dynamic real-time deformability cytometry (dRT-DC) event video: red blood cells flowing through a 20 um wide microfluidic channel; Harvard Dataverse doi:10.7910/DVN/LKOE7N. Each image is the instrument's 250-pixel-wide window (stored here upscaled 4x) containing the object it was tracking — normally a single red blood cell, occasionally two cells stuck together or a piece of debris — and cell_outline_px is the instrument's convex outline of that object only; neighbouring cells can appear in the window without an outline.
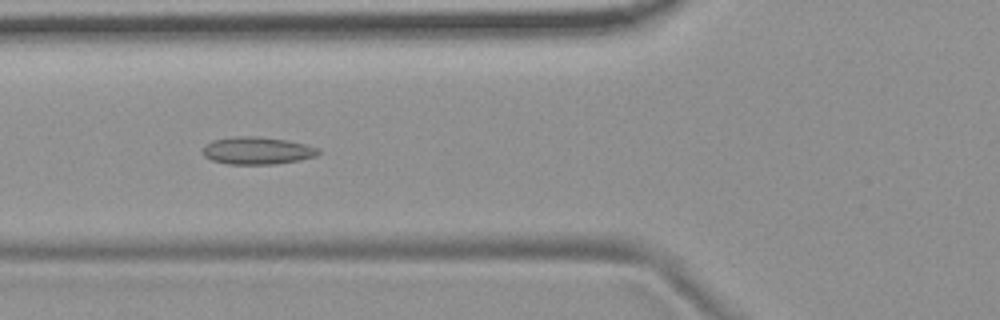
{"species": "common noctule bat (a hibernating species)", "species_latin": "Nyctalus noctula", "temperature_condition": "room temperature", "stored_images_in_passage": 54, "camera_frame_rate_fps": 3000, "um_per_image_px": 0.085, "animal": {"sex": "female", "body_mass_g": 19.9}, "frame": {"image": 1, "passage_image": 20, "time_ms": 6.333, "image_size_px": [1000, 320], "cell_outline_px": [[320, 152], [316, 156], [300, 160], [276, 164], [228, 164], [212, 160], [204, 156], [200, 152], [204, 144], [212, 140], [236, 136], [256, 136], [288, 140], [320, 148]], "centroid_in_image_um": [21.83, 12.8], "position_along_channel_um": 104.0, "area_um2": 18.73}}
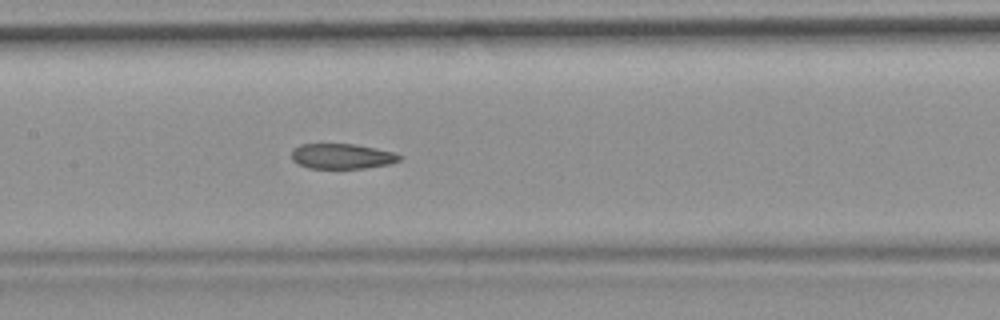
{"frame": {"image": 2, "passage_image": 26, "time_ms": 8.333, "image_size_px": [1000, 320], "cell_outline_px": [[404, 156], [400, 160], [388, 164], [364, 168], [308, 168], [292, 160], [292, 148], [300, 144], [352, 144], [376, 148], [396, 152]], "centroid_in_image_um": [29.09, 13.27], "position_along_channel_um": 178.3, "area_um2": 15.9}}
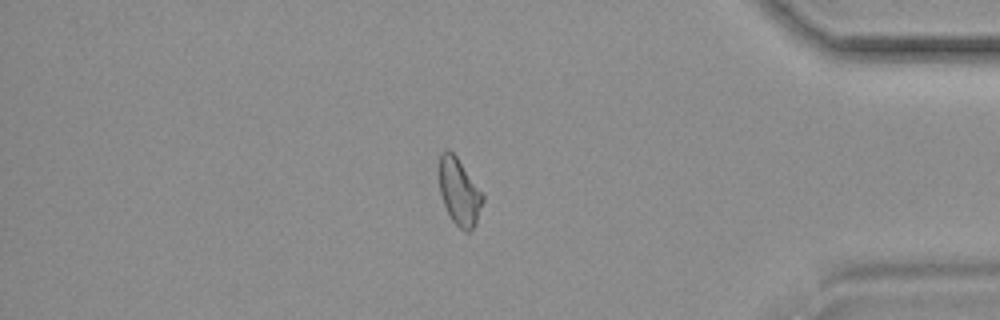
{"frame": {"image": 3, "passage_image": 46, "time_ms": 15.0, "image_size_px": [1000, 320], "cell_outline_px": [[484, 200], [476, 224], [472, 232], [464, 232], [452, 220], [444, 204], [440, 192], [440, 152], [448, 148], [456, 156], [484, 196]], "centroid_in_image_um": [39.05, 16.34], "position_along_channel_um": 396.2, "area_um2": 16.76}, "authors_computed_cell_mechanics": {"area_um2": 17.629, "velocity_mm_per_s": 3.7066, "shape_relaxation_time_tau1_ms": null, "shape_relaxation_time_tau2_ms": 4.1054, "deformation_change_tau1": null, "deformation_change_tau2": 0.1022}}